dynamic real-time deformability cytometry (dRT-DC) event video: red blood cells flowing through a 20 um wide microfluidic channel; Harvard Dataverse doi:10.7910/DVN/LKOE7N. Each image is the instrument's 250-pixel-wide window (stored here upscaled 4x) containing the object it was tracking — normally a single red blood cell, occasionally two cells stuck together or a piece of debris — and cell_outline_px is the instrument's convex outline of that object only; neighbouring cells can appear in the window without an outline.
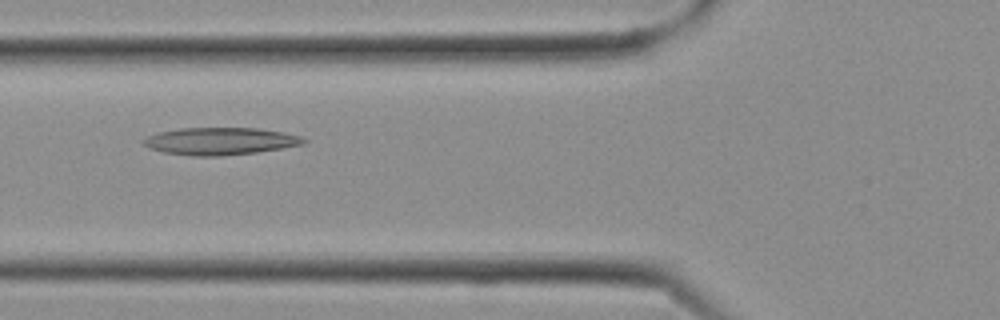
{"species": "Egyptian fruit bat (a non-hibernating species)", "species_latin": "Rousettus aegyptiacus", "temperature_condition": "cold", "stored_images_in_passage": 6, "camera_frame_rate_fps": 3000, "um_per_image_px": 0.085, "frame": {"image": 1, "passage_image": 3, "time_ms": 0.667, "image_size_px": [1000, 320], "cell_outline_px": [[308, 140], [304, 144], [284, 148], [256, 152], [224, 156], [192, 156], [164, 152], [148, 148], [140, 140], [148, 136], [160, 132], [180, 128], [256, 128], [284, 132], [300, 136]], "centroid_in_image_um": [18.73, 12.0], "position_along_channel_um": 107.1, "area_um2": 25.61}}
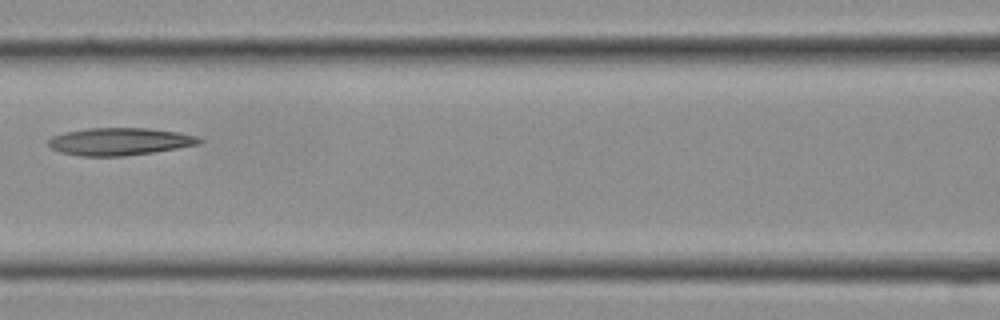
{"frame": {"image": 2, "passage_image": 5, "time_ms": 1.333, "image_size_px": [1000, 320], "cell_outline_px": [[204, 140], [200, 144], [152, 152], [124, 156], [80, 156], [60, 152], [52, 148], [48, 144], [48, 140], [52, 136], [64, 132], [88, 128], [148, 128], [180, 132], [196, 136]], "centroid_in_image_um": [10.17, 12.02], "position_along_channel_um": 156.4, "area_um2": 24.16}}